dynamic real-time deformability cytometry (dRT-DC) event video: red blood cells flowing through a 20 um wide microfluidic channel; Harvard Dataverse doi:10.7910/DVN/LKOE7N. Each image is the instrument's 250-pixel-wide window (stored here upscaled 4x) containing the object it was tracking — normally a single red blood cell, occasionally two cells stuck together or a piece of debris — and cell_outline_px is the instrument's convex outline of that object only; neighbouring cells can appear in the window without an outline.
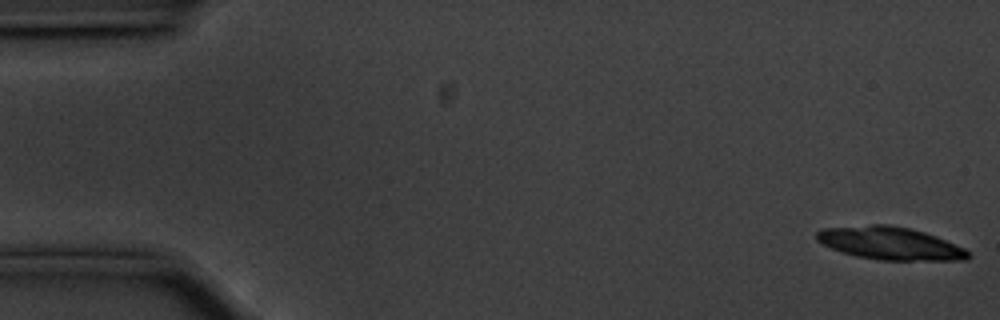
{"species": "common noctule bat (a hibernating species)", "species_latin": "Nyctalus noctula", "temperature_condition": "cold", "stored_images_in_passage": 56, "segment_of_instrument_passage": [1, 2], "camera_frame_rate_fps": 3000, "um_per_image_px": 0.085, "animal": {"sex": "male", "body_mass_g": 20.1, "forearm_length_mm": 53.5}, "frame": {"image": 1, "passage_image": 1, "time_ms": 0.0, "image_size_px": [1000, 320], "cell_outline_px": [[972, 256], [968, 260], [880, 260], [856, 256], [832, 248], [816, 240], [816, 232], [820, 228], [872, 224], [888, 224], [908, 228], [924, 232], [936, 236], [964, 248]], "centroid_in_image_um": [75.65, 20.67], "position_along_channel_um": 9.3, "area_um2": 28.9}}